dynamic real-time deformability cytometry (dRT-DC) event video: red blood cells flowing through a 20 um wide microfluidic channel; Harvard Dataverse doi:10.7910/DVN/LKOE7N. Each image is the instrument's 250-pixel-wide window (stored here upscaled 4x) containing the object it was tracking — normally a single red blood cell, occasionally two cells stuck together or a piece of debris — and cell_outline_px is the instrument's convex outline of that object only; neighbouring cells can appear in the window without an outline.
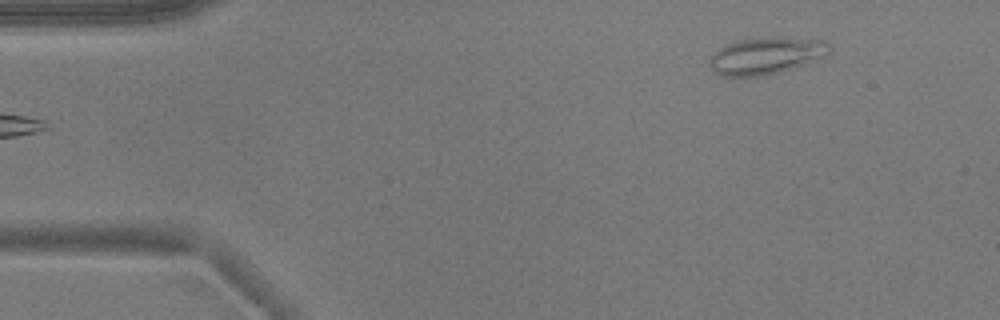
{"species": "common noctule bat (a hibernating species)", "species_latin": "Nyctalus noctula", "temperature_condition": "warm", "stored_images_in_passage": 5, "camera_frame_rate_fps": 3000, "um_per_image_px": 0.085, "animal": {"sex": "male", "body_mass_g": 17.9}, "frame": {"image": 1, "passage_image": 5, "time_ms": 5.667, "image_size_px": [1000, 320], "cell_outline_px": [[832, 52], [792, 68], [780, 72], [760, 76], [720, 76], [708, 64], [708, 60], [720, 48], [736, 40], [760, 36], [776, 36], [820, 40], [828, 44], [832, 48]], "centroid_in_image_um": [65.09, 4.71], "position_along_channel_um": 19.9, "area_um2": 25.78}}